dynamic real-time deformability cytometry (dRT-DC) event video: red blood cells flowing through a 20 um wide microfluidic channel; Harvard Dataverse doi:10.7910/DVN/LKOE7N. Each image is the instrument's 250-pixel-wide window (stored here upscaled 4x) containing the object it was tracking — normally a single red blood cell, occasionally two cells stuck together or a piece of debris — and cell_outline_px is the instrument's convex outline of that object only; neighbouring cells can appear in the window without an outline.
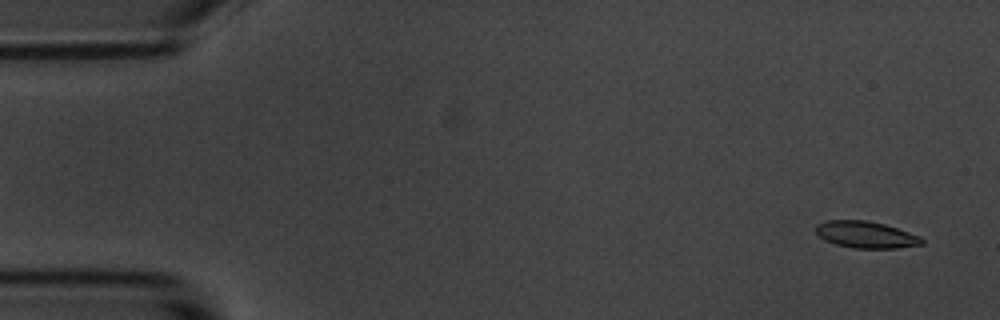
{"species": "common noctule bat (a hibernating species)", "species_latin": "Nyctalus noctula", "temperature_condition": "room temperature", "stored_images_in_passage": 4, "camera_frame_rate_fps": 3000, "um_per_image_px": 0.085, "animal": {"sex": "male", "body_mass_g": 20.1, "forearm_length_mm": 53.5}, "frame": {"image": 1, "passage_image": 1, "time_ms": 0.0, "image_size_px": [1000, 320], "cell_outline_px": [[924, 244], [896, 248], [852, 248], [836, 244], [824, 240], [816, 232], [816, 224], [828, 220], [868, 220], [884, 224], [920, 236], [924, 240]], "centroid_in_image_um": [73.6, 19.94], "position_along_channel_um": 11.4, "area_um2": 16.47}}
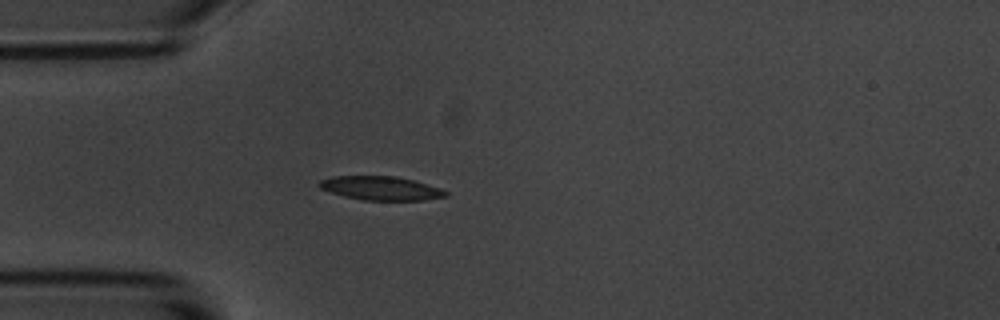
{"frame": {"image": 2, "passage_image": 4, "time_ms": 4.333, "image_size_px": [1000, 320], "cell_outline_px": [[448, 196], [424, 200], [364, 200], [344, 196], [320, 188], [316, 184], [320, 180], [332, 176], [396, 176], [412, 180], [440, 188], [448, 192]], "centroid_in_image_um": [32.36, 15.99], "position_along_channel_um": 52.6, "area_um2": 17.46}}